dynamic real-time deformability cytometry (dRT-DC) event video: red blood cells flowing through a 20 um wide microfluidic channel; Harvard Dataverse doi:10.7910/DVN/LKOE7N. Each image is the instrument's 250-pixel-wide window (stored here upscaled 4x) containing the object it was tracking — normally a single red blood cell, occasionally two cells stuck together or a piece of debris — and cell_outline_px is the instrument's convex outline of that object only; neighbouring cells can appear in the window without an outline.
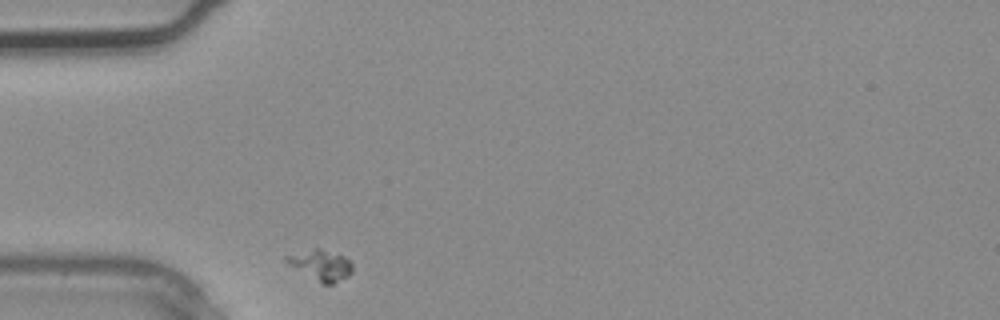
{"species": "common noctule bat (a hibernating species)", "species_latin": "Nyctalus noctula", "temperature_condition": "warm", "stored_images_in_passage": 2, "segment_of_instrument_passage": [2, 2], "camera_frame_rate_fps": 3000, "um_per_image_px": 0.085, "animal": {"sex": "male", "body_mass_g": 20.4}, "frame": {"image": 1, "passage_image": 2, "time_ms": 0.333, "image_size_px": [1000, 320], "cell_outline_px": [[352, 272], [348, 276], [332, 284], [324, 284], [288, 264], [284, 260], [284, 256], [316, 248], [320, 248], [344, 256], [352, 264]], "centroid_in_image_um": [27.29, 22.52], "position_along_channel_um": 57.7, "area_um2": 11.39}}